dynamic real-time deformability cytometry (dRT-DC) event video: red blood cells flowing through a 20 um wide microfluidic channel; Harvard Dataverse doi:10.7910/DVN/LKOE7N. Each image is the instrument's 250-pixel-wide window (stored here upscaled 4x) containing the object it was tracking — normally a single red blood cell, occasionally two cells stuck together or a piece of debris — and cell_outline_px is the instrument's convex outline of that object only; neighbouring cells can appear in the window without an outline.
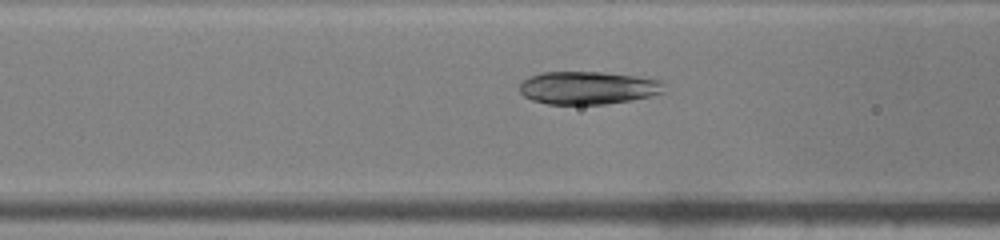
{"species": "common noctule bat (a hibernating species)", "species_latin": "Nyctalus noctula", "temperature_condition": "warm", "stored_images_in_passage": 33, "camera_frame_rate_fps": 3000, "um_per_image_px": 0.085, "animal": {"sex": "male", "body_mass_g": 19.0, "forearm_length_mm": 50.8}, "frame": {"image": 1, "passage_image": 5, "time_ms": 1.333, "image_size_px": [1000, 240], "cell_outline_px": [[664, 92], [632, 100], [604, 104], [548, 104], [532, 100], [524, 96], [520, 92], [520, 84], [528, 76], [540, 72], [604, 72], [636, 76], [660, 80], [664, 84]], "centroid_in_image_um": [49.96, 7.46], "position_along_channel_um": 116.6, "area_um2": 27.74}}
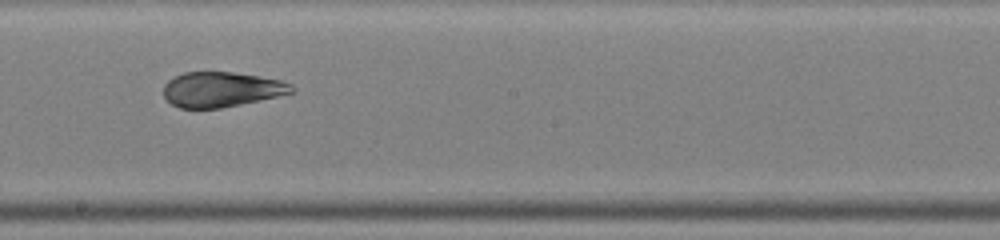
{"frame": {"image": 2, "passage_image": 13, "time_ms": 4.0, "image_size_px": [1000, 240], "cell_outline_px": [[296, 92], [240, 104], [220, 108], [180, 108], [172, 104], [164, 96], [164, 84], [168, 80], [184, 72], [232, 72], [260, 76], [280, 80], [292, 84], [296, 88]], "centroid_in_image_um": [18.85, 7.59], "position_along_channel_um": 229.4, "area_um2": 26.13}}
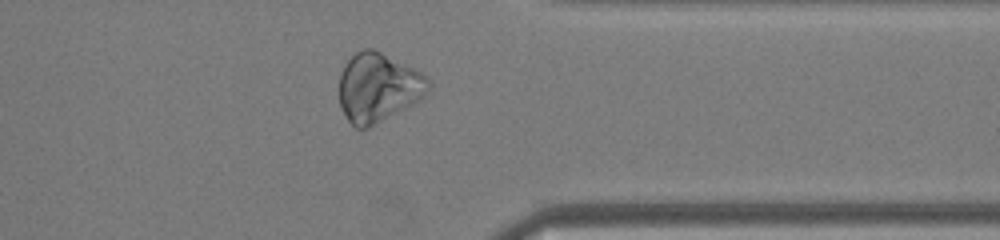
{"frame": {"image": 3, "passage_image": 24, "time_ms": 7.667, "image_size_px": [1000, 240], "cell_outline_px": [[432, 84], [424, 96], [412, 104], [368, 128], [356, 128], [348, 120], [340, 108], [340, 72], [344, 64], [356, 52], [364, 48], [372, 48], [420, 72]], "centroid_in_image_um": [32.11, 7.44], "position_along_channel_um": 379.3, "area_um2": 35.37}}